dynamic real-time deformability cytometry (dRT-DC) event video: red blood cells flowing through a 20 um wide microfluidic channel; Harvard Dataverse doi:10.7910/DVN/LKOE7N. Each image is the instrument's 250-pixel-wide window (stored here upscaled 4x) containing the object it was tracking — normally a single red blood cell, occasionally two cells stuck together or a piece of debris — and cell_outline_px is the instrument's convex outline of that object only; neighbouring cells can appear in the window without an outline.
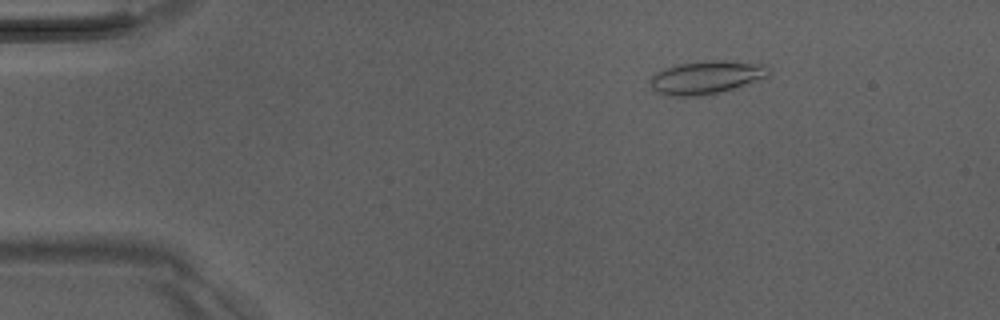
{"species": "Egyptian fruit bat (a non-hibernating species)", "species_latin": "Rousettus aegyptiacus", "temperature_condition": "room temperature", "stored_images_in_passage": 15, "camera_frame_rate_fps": 3000, "um_per_image_px": 0.085, "animal": {"sex": "male"}, "frame": {"image": 1, "passage_image": 7, "time_ms": 2.0, "image_size_px": [1000, 320], "cell_outline_px": [[772, 72], [768, 76], [732, 88], [716, 92], [696, 96], [668, 96], [656, 92], [652, 88], [648, 80], [656, 72], [664, 68], [676, 64], [712, 60], [724, 60], [764, 64]], "centroid_in_image_um": [59.98, 6.56], "position_along_channel_um": 25.0, "area_um2": 22.72}}